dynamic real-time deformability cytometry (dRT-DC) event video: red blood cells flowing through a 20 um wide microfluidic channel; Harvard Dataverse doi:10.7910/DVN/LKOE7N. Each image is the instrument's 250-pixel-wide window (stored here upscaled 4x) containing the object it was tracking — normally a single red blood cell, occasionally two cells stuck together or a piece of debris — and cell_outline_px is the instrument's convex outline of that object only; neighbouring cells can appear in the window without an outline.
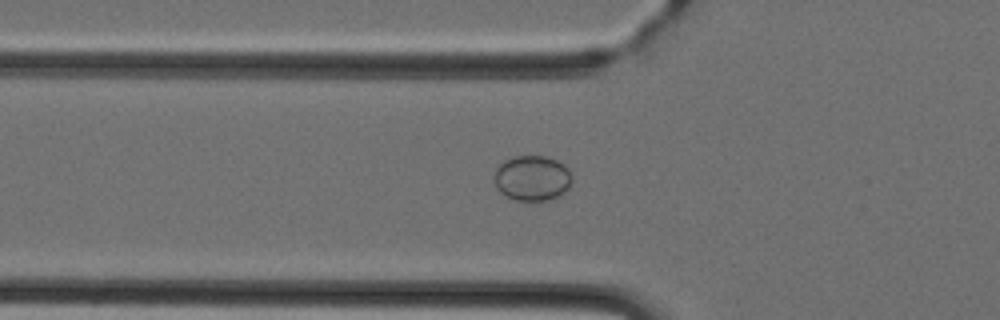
{"species": "Egyptian fruit bat (a non-hibernating species)", "species_latin": "Rousettus aegyptiacus", "temperature_condition": "cold", "stored_images_in_passage": 44, "camera_frame_rate_fps": 3000, "um_per_image_px": 0.085, "animal": {"sex": "female"}, "frame": {"image": 1, "passage_image": 12, "time_ms": 3.667, "image_size_px": [1000, 320], "cell_outline_px": [[572, 180], [568, 188], [560, 196], [548, 200], [516, 200], [500, 192], [496, 188], [496, 168], [504, 160], [516, 156], [544, 156], [556, 160], [564, 164], [568, 168], [572, 176]], "centroid_in_image_um": [45.27, 15.13], "position_along_channel_um": 80.5, "area_um2": 20.4}}
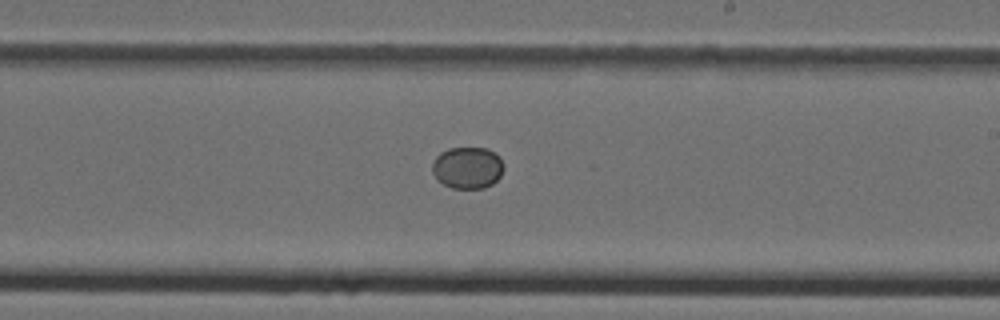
{"frame": {"image": 2, "passage_image": 24, "time_ms": 7.667, "image_size_px": [1000, 320], "cell_outline_px": [[504, 168], [500, 176], [492, 184], [484, 188], [452, 188], [444, 184], [432, 172], [432, 164], [436, 156], [440, 152], [448, 148], [488, 148], [496, 152], [500, 156], [504, 164]], "centroid_in_image_um": [39.77, 14.23], "position_along_channel_um": 249.2, "area_um2": 17.51}}
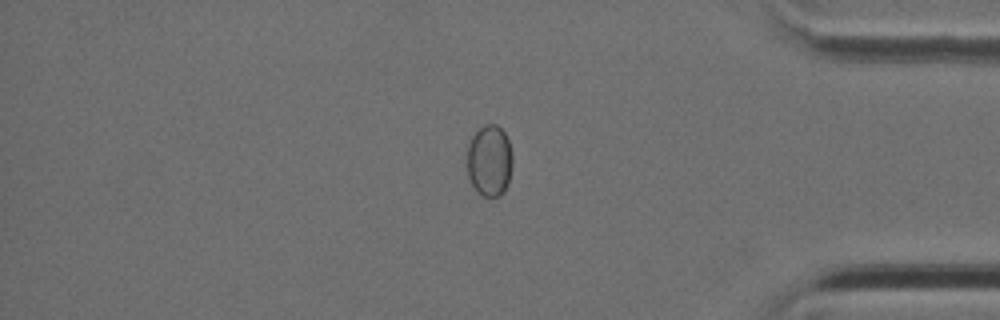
{"frame": {"image": 3, "passage_image": 36, "time_ms": 11.667, "image_size_px": [1000, 320], "cell_outline_px": [[512, 168], [508, 184], [504, 192], [500, 196], [484, 196], [472, 184], [468, 176], [468, 144], [472, 136], [484, 124], [496, 124], [504, 132], [508, 140], [512, 156]], "centroid_in_image_um": [41.63, 13.65], "position_along_channel_um": 393.6, "area_um2": 18.79}}